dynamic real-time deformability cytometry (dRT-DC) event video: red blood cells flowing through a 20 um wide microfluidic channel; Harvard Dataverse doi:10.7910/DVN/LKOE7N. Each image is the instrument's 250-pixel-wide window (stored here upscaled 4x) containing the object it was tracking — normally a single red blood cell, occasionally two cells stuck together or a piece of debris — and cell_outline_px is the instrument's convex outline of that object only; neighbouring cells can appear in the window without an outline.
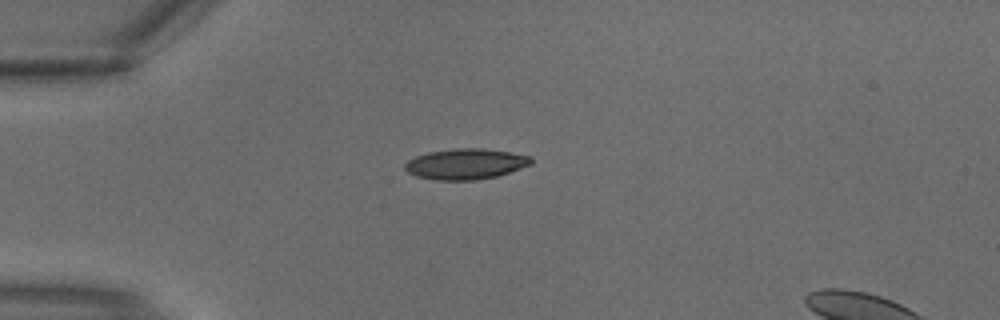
{"species": "common noctule bat (a hibernating species)", "species_latin": "Nyctalus noctula", "temperature_condition": "warm", "stored_images_in_passage": 2, "segment_of_instrument_passage": [1, 2], "camera_frame_rate_fps": 3000, "um_per_image_px": 0.085, "animal": {"sex": "male", "body_mass_g": 18.8}, "frame": {"image": 1, "passage_image": 1, "time_ms": 0.0, "image_size_px": [1000, 320], "cell_outline_px": [[532, 164], [496, 176], [476, 180], [436, 180], [416, 176], [408, 172], [404, 168], [404, 164], [408, 160], [416, 156], [428, 152], [456, 148], [480, 148], [508, 152], [532, 156]], "centroid_in_image_um": [39.56, 13.94], "position_along_channel_um": 45.4, "area_um2": 22.43}}